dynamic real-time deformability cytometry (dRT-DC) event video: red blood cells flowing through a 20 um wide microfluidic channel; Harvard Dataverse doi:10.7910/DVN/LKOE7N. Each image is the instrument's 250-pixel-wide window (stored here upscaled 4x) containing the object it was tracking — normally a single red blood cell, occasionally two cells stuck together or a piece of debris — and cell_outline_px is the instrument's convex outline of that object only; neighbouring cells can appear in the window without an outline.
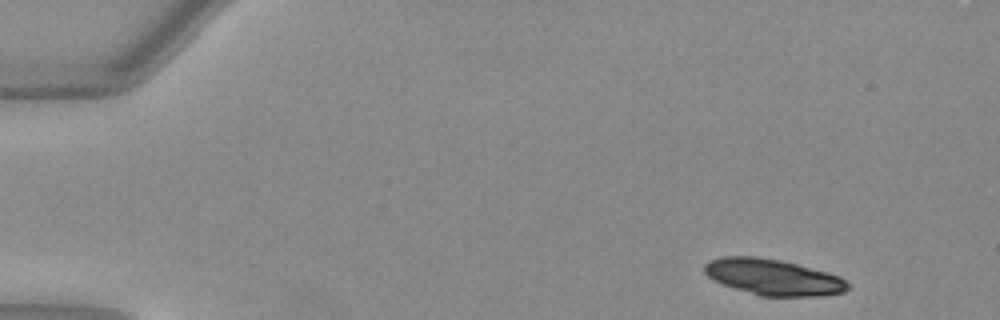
{"species": "Egyptian fruit bat (a non-hibernating species)", "species_latin": "Rousettus aegyptiacus", "temperature_condition": "warm", "stored_images_in_passage": 19, "camera_frame_rate_fps": 3000, "um_per_image_px": 0.085, "animal": {"sex": "female"}, "frame": {"image": 1, "passage_image": 1, "time_ms": 0.0, "image_size_px": [1000, 320], "cell_outline_px": [[848, 288], [844, 292], [820, 296], [760, 296], [720, 284], [712, 280], [704, 272], [704, 264], [708, 260], [724, 256], [756, 256], [780, 260], [828, 272], [840, 276], [848, 284]], "centroid_in_image_um": [65.67, 23.55], "position_along_channel_um": 19.3, "area_um2": 30.23}}